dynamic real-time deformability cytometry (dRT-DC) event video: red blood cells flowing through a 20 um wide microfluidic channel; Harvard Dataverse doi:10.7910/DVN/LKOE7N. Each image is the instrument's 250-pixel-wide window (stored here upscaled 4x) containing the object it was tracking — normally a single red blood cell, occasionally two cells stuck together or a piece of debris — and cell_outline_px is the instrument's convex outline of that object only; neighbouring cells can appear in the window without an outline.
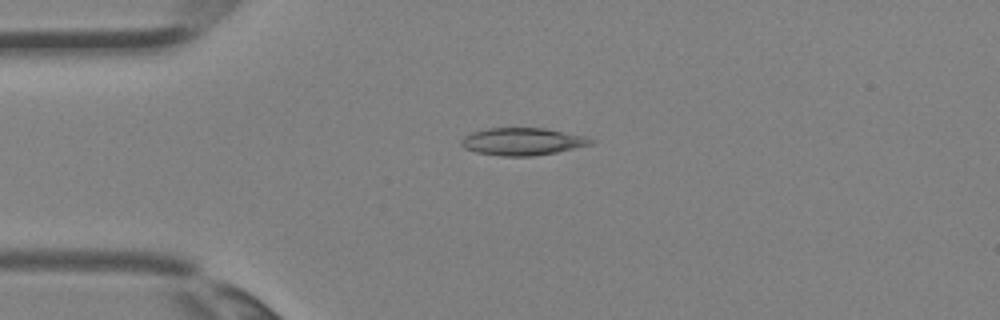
{"species": "Egyptian fruit bat (a non-hibernating species)", "species_latin": "Rousettus aegyptiacus", "temperature_condition": "room temperature", "stored_images_in_passage": 2, "camera_frame_rate_fps": 3000, "um_per_image_px": 0.085, "animal": {"sex": "female"}, "frame": {"image": 1, "passage_image": 1, "time_ms": 0.0, "image_size_px": [1000, 320], "cell_outline_px": [[596, 140], [592, 144], [556, 152], [532, 156], [500, 156], [476, 152], [464, 148], [460, 144], [460, 140], [464, 136], [472, 132], [488, 128], [544, 128], [584, 136]], "centroid_in_image_um": [44.38, 12.03], "position_along_channel_um": 40.6, "area_um2": 20.63}}